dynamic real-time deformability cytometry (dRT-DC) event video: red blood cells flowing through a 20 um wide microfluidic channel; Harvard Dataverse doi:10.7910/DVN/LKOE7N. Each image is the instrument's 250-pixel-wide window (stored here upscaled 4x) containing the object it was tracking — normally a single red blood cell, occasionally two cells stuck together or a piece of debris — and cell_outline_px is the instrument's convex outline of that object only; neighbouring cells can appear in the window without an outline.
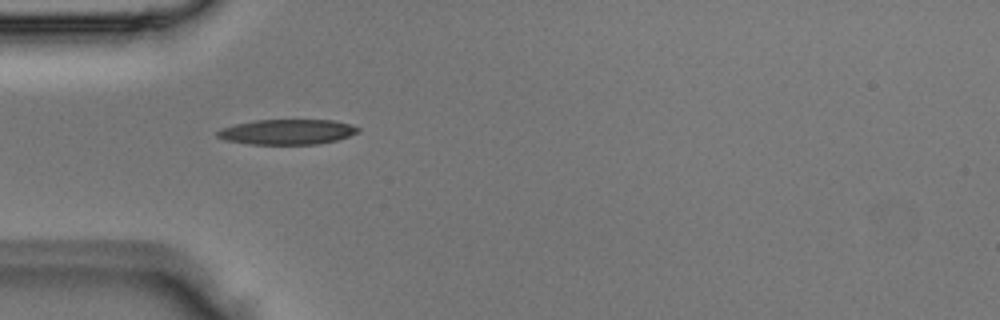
{"species": "Egyptian fruit bat (a non-hibernating species)", "species_latin": "Rousettus aegyptiacus", "temperature_condition": "room temperature", "stored_images_in_passage": 3, "camera_frame_rate_fps": 3000, "um_per_image_px": 0.085, "animal": {"sex": "male"}, "frame": {"image": 1, "passage_image": 1, "time_ms": 0.0, "image_size_px": [1000, 320], "cell_outline_px": [[360, 132], [336, 140], [316, 144], [252, 144], [224, 140], [216, 136], [216, 132], [220, 128], [236, 124], [256, 120], [332, 120], [352, 124], [360, 128]], "centroid_in_image_um": [24.41, 11.2], "position_along_channel_um": 60.6, "area_um2": 20.63}}
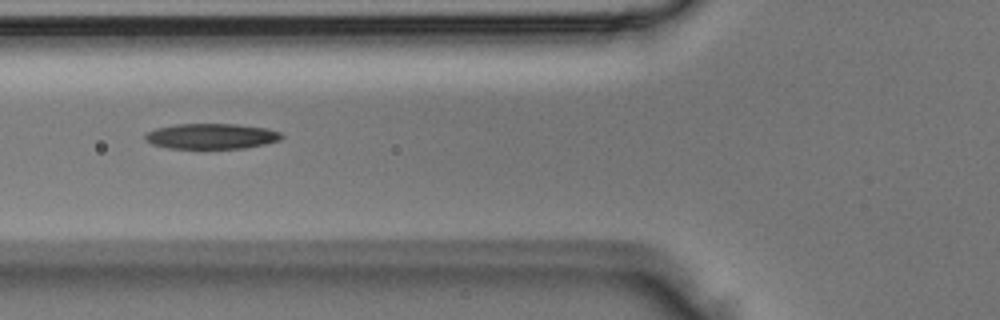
{"frame": {"image": 2, "passage_image": 2, "time_ms": 0.333, "image_size_px": [1000, 320], "cell_outline_px": [[284, 136], [280, 140], [264, 144], [244, 148], [168, 148], [152, 144], [144, 140], [144, 136], [148, 132], [156, 128], [176, 124], [236, 124], [268, 128], [280, 132]], "centroid_in_image_um": [17.97, 11.57], "position_along_channel_um": 107.8, "area_um2": 20.23}}
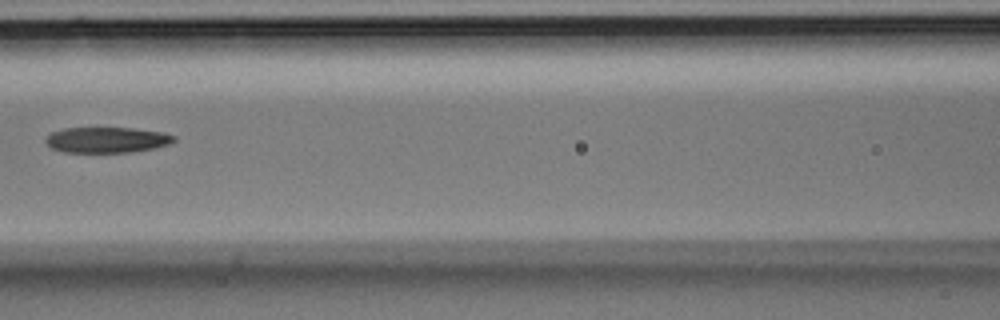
{"frame": {"image": 3, "passage_image": 3, "time_ms": 0.667, "image_size_px": [1000, 320], "cell_outline_px": [[176, 140], [168, 144], [152, 148], [128, 152], [64, 152], [52, 148], [44, 140], [52, 132], [64, 128], [132, 128], [164, 132], [176, 136]], "centroid_in_image_um": [9.09, 11.88], "position_along_channel_um": 157.5, "area_um2": 19.02}}